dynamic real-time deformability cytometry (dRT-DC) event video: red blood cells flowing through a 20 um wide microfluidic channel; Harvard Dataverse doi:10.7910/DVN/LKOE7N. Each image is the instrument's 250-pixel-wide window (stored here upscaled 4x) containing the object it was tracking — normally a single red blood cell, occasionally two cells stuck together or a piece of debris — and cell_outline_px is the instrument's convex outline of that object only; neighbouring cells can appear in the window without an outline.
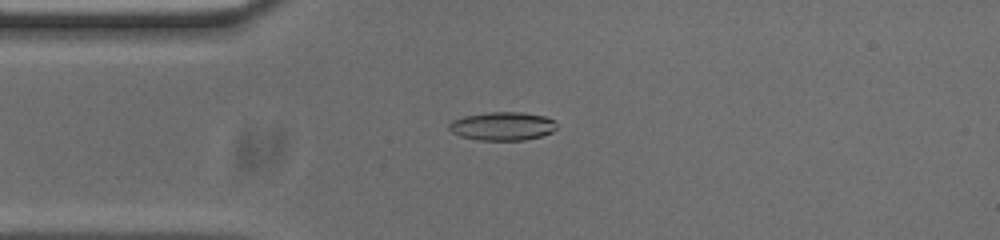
{"species": "common noctule bat (a hibernating species)", "species_latin": "Nyctalus noctula", "temperature_condition": "cold", "stored_images_in_passage": 53, "camera_frame_rate_fps": 3000, "um_per_image_px": 0.085, "animal": {"sex": "male", "body_mass_g": 20.0, "forearm_length_mm": 53.3}, "frame": {"image": 1, "passage_image": 12, "time_ms": 3.667, "image_size_px": [1000, 240], "cell_outline_px": [[556, 128], [552, 132], [540, 136], [524, 140], [480, 140], [460, 136], [452, 132], [448, 128], [448, 124], [452, 120], [464, 116], [488, 112], [520, 112], [544, 116], [556, 120]], "centroid_in_image_um": [42.7, 10.72], "position_along_channel_um": 42.3, "area_um2": 17.86}}
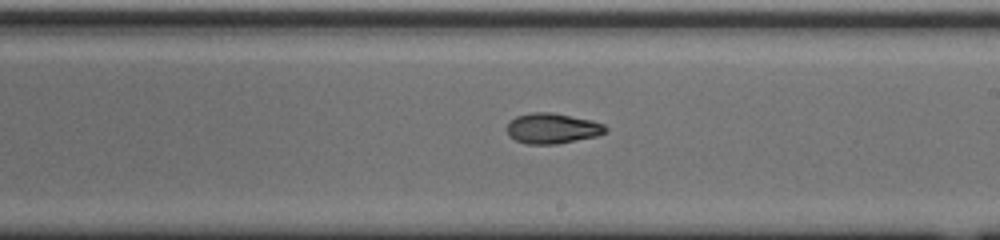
{"frame": {"image": 2, "passage_image": 29, "time_ms": 9.333, "image_size_px": [1000, 240], "cell_outline_px": [[608, 132], [596, 136], [556, 144], [528, 144], [516, 140], [508, 136], [508, 124], [516, 116], [532, 112], [552, 112], [592, 120], [604, 124], [608, 128]], "centroid_in_image_um": [46.98, 10.91], "position_along_channel_um": 242.0, "area_um2": 17.46}}
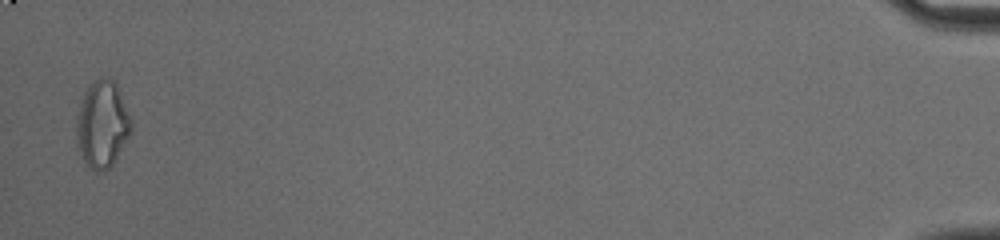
{"frame": {"image": 3, "passage_image": 52, "time_ms": 17.0, "image_size_px": [1000, 240], "cell_outline_px": [[132, 132], [116, 160], [104, 172], [96, 172], [88, 168], [84, 164], [80, 156], [76, 144], [76, 112], [84, 92], [88, 84], [104, 76], [108, 76], [116, 84], [132, 120]], "centroid_in_image_um": [8.66, 10.6], "position_along_channel_um": 426.5, "area_um2": 28.5}, "authors_computed_cell_mechanics": {"area_um2": 17.4556, "velocity_mm_per_s": 3.755, "shape_relaxation_time_tau1_ms": 6.9661, "shape_relaxation_time_tau2_ms": 4.9253, "deformation_change_tau1": 0.2097, "deformation_change_tau2": 0.1136}}